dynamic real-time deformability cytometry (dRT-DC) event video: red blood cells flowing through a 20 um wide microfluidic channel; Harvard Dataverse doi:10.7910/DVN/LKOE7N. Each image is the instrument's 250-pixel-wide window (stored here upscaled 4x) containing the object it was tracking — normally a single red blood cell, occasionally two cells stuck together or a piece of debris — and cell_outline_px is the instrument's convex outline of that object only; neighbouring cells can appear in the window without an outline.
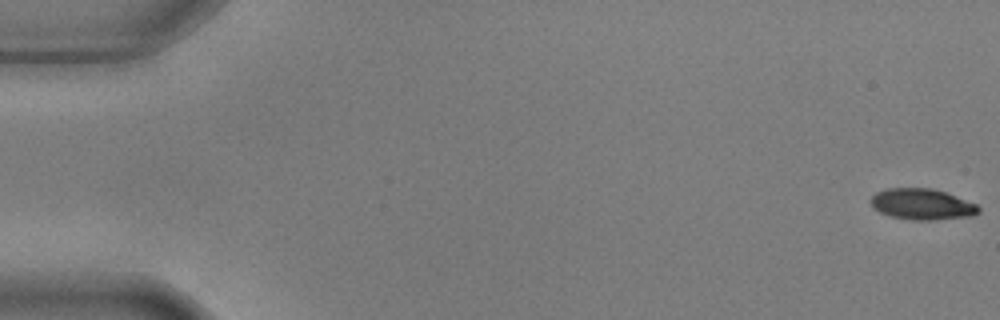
{"species": "common noctule bat (a hibernating species)", "species_latin": "Nyctalus noctula", "temperature_condition": "warm", "stored_images_in_passage": 3, "camera_frame_rate_fps": 3000, "um_per_image_px": 0.085, "animal": {"sex": "male", "body_mass_g": 17.9, "forearm_length_mm": 54.2}, "frame": {"image": 1, "passage_image": 1, "time_ms": 0.0, "image_size_px": [1000, 320], "cell_outline_px": [[980, 212], [972, 216], [936, 220], [912, 220], [888, 216], [872, 208], [868, 200], [876, 192], [888, 188], [932, 188], [944, 192], [976, 204], [980, 208]], "centroid_in_image_um": [78.32, 17.37], "position_along_channel_um": 6.7, "area_um2": 19.65}}
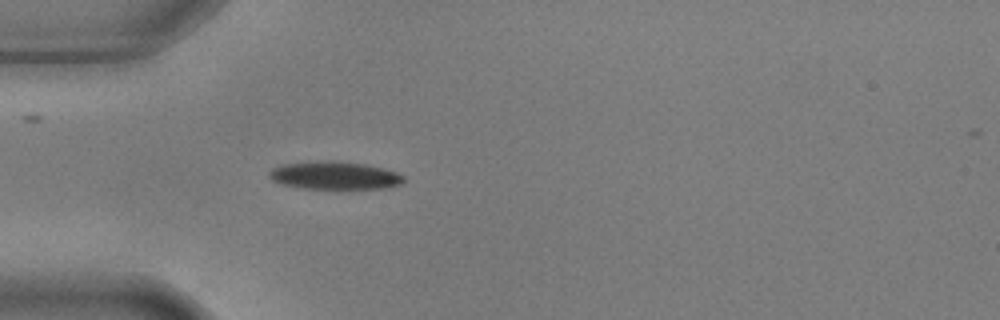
{"frame": {"image": 2, "passage_image": 3, "time_ms": 0.667, "image_size_px": [1000, 320], "cell_outline_px": [[404, 180], [400, 184], [384, 188], [300, 188], [280, 184], [272, 180], [268, 176], [268, 172], [272, 168], [284, 164], [316, 160], [336, 160], [364, 164], [384, 168], [396, 172], [404, 176]], "centroid_in_image_um": [28.4, 14.9], "position_along_channel_um": 56.6, "area_um2": 21.96}}